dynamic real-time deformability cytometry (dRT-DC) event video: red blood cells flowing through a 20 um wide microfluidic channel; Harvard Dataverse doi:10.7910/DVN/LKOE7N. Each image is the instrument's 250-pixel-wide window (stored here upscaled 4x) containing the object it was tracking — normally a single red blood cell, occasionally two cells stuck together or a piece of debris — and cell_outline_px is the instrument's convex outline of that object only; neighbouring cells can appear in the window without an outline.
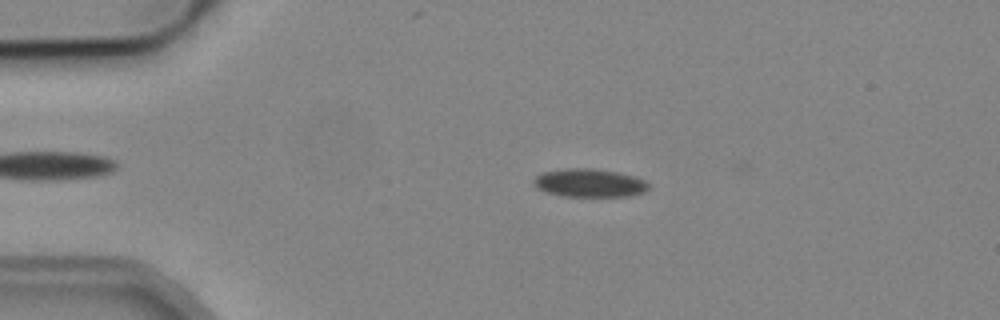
{"species": "common noctule bat (a hibernating species)", "species_latin": "Nyctalus noctula", "temperature_condition": "cold", "stored_images_in_passage": 5, "camera_frame_rate_fps": 3000, "um_per_image_px": 0.085, "animal": {"sex": "male", "body_mass_g": 19.2, "forearm_length_mm": 51.8}, "frame": {"image": 1, "passage_image": 4, "time_ms": 3.667, "image_size_px": [1000, 320], "cell_outline_px": [[652, 188], [644, 192], [628, 196], [564, 196], [548, 192], [536, 188], [532, 184], [532, 180], [536, 176], [544, 172], [564, 168], [596, 168], [616, 172], [632, 176], [644, 180], [652, 184]], "centroid_in_image_um": [50.12, 15.54], "position_along_channel_um": 34.9, "area_um2": 19.07}}